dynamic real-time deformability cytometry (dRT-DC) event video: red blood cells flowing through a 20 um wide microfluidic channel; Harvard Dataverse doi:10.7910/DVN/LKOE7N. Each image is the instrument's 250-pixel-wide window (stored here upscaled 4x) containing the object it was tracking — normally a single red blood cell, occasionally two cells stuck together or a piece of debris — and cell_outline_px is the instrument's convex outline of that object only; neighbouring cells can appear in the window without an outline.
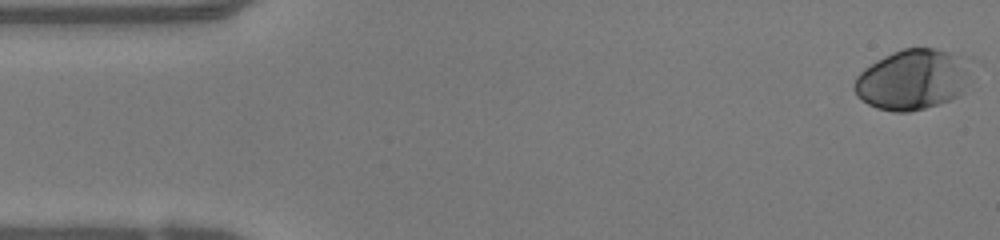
{"species": "human", "species_latin": "Homo sapiens", "temperature_condition": "warm", "stored_images_in_passage": 50, "camera_frame_rate_fps": 3000, "um_per_image_px": 0.085, "donor": {"sex": "female"}, "frame": {"image": 1, "passage_image": 1, "time_ms": 0.0, "image_size_px": [1000, 240], "cell_outline_px": [[964, 92], [960, 96], [924, 108], [908, 112], [896, 112], [876, 108], [860, 100], [856, 96], [852, 88], [852, 84], [856, 76], [864, 68], [876, 60], [892, 52], [904, 48], [932, 48], [964, 56]], "centroid_in_image_um": [77.44, 6.78], "position_along_channel_um": 7.6, "area_um2": 40.52}}
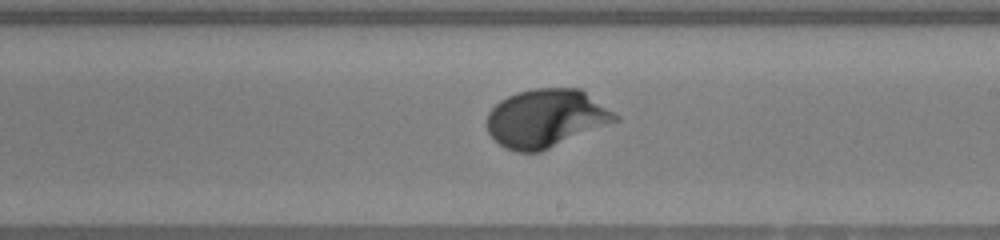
{"frame": {"image": 2, "passage_image": 28, "time_ms": 9.0, "image_size_px": [1000, 240], "cell_outline_px": [[620, 120], [540, 152], [516, 152], [500, 144], [488, 132], [488, 112], [500, 100], [516, 92], [536, 88], [580, 88], [620, 116]], "centroid_in_image_um": [46.44, 10.04], "position_along_channel_um": 242.6, "area_um2": 43.29}}
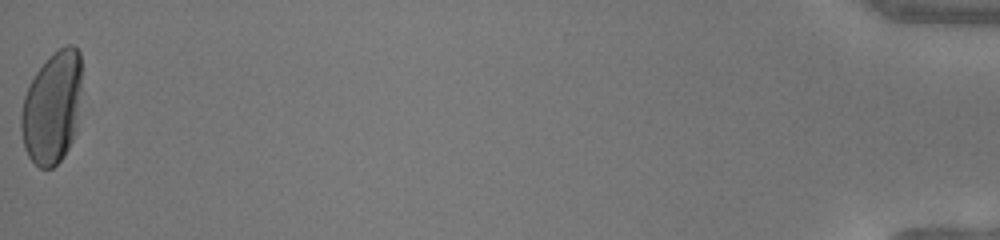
{"frame": {"image": 3, "passage_image": 50, "time_ms": 16.333, "image_size_px": [1000, 240], "cell_outline_px": [[80, 92], [76, 128], [72, 140], [64, 156], [52, 168], [40, 168], [28, 156], [24, 148], [20, 128], [20, 112], [24, 96], [36, 72], [60, 48], [68, 44], [72, 44], [80, 52]], "centroid_in_image_um": [4.41, 9.19], "position_along_channel_um": 430.8, "area_um2": 39.25}, "authors_computed_cell_mechanics": {"area_um2": 39.7953, "velocity_mm_per_s": 4.0481, "shape_relaxation_time_tau1_ms": 3.0291, "shape_relaxation_time_tau2_ms": null, "deformation_change_tau1": 0.1697, "deformation_change_tau2": null}}